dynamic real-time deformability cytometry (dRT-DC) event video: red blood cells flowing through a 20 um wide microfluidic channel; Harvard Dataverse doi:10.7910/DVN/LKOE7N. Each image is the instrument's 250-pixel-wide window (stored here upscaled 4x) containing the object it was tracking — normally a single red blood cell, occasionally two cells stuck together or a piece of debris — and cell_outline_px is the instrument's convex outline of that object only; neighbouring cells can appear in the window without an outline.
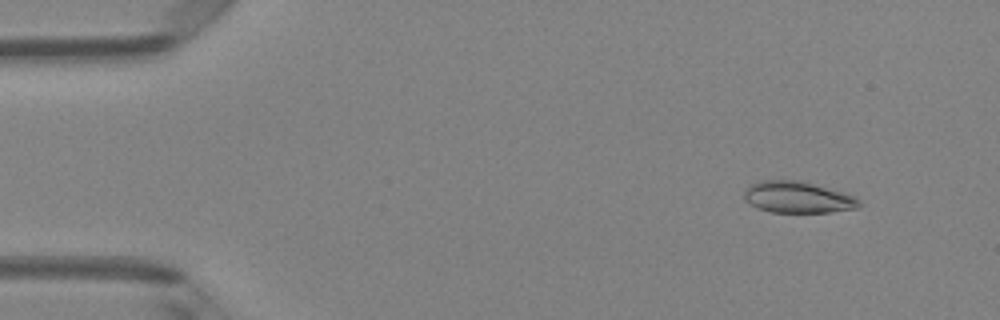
{"species": "Egyptian fruit bat (a non-hibernating species)", "species_latin": "Rousettus aegyptiacus", "temperature_condition": "room temperature", "stored_images_in_passage": 4, "camera_frame_rate_fps": 3000, "um_per_image_px": 0.085, "animal": {"sex": "female"}, "frame": {"image": 1, "passage_image": 2, "time_ms": 0.333, "image_size_px": [1000, 320], "cell_outline_px": [[860, 204], [856, 208], [828, 212], [772, 212], [756, 208], [744, 200], [744, 192], [748, 184], [760, 180], [800, 180], [856, 196], [860, 200]], "centroid_in_image_um": [67.75, 16.76], "position_along_channel_um": 17.2, "area_um2": 21.15}}
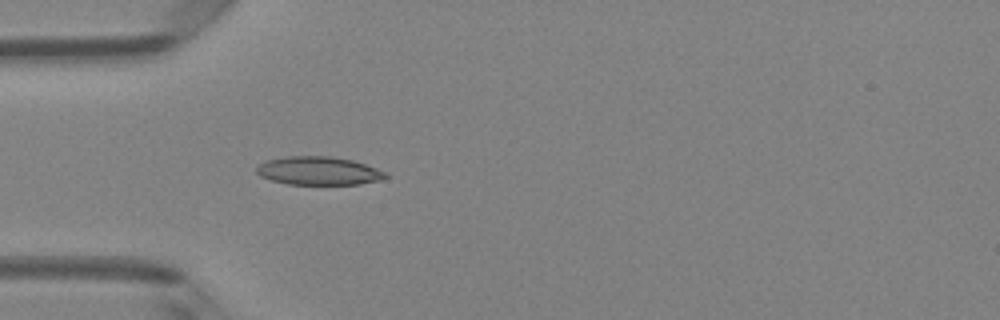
{"frame": {"image": 2, "passage_image": 4, "time_ms": 1.0, "image_size_px": [1000, 320], "cell_outline_px": [[388, 176], [380, 180], [360, 184], [288, 184], [272, 180], [260, 176], [256, 172], [256, 168], [260, 164], [268, 160], [288, 156], [328, 156], [352, 160], [388, 172]], "centroid_in_image_um": [27.1, 14.52], "position_along_channel_um": 57.9, "area_um2": 21.15}}